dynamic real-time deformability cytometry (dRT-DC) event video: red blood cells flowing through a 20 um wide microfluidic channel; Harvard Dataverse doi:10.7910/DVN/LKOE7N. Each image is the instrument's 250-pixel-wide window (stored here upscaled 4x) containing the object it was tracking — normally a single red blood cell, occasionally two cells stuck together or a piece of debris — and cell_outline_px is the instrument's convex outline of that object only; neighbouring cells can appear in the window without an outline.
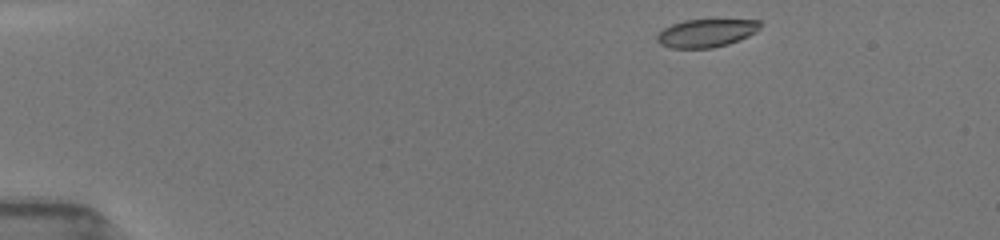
{"species": "common noctule bat (a hibernating species)", "species_latin": "Nyctalus noctula", "temperature_condition": "room temperature", "stored_images_in_passage": 45, "camera_frame_rate_fps": 3000, "um_per_image_px": 0.085, "animal": {"sex": "female", "body_mass_g": 19.5, "forearm_length_mm": 54.1}, "frame": {"image": 1, "passage_image": 1, "time_ms": 0.0, "image_size_px": [1000, 240], "cell_outline_px": [[764, 20], [760, 28], [756, 32], [740, 40], [728, 44], [712, 48], [668, 48], [660, 44], [656, 40], [656, 36], [664, 28], [672, 24], [684, 20]], "centroid_in_image_um": [60.05, 2.81], "position_along_channel_um": 25.0, "area_um2": 16.99}}
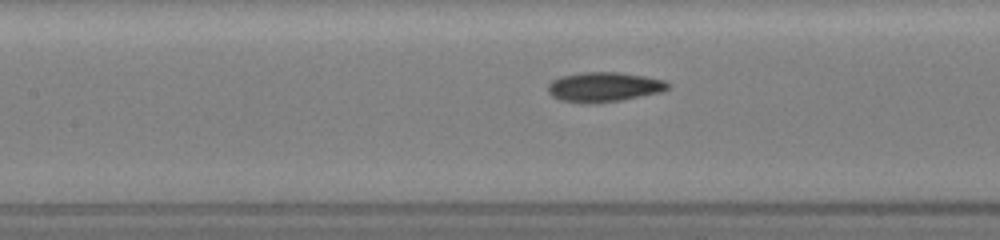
{"frame": {"image": 2, "passage_image": 18, "time_ms": 5.667, "image_size_px": [1000, 240], "cell_outline_px": [[668, 88], [660, 92], [620, 100], [592, 104], [580, 104], [560, 100], [552, 96], [548, 92], [548, 84], [552, 80], [560, 76], [580, 72], [620, 72], [644, 76], [664, 80], [668, 84]], "centroid_in_image_um": [51.27, 7.4], "position_along_channel_um": 156.1, "area_um2": 20.87}}
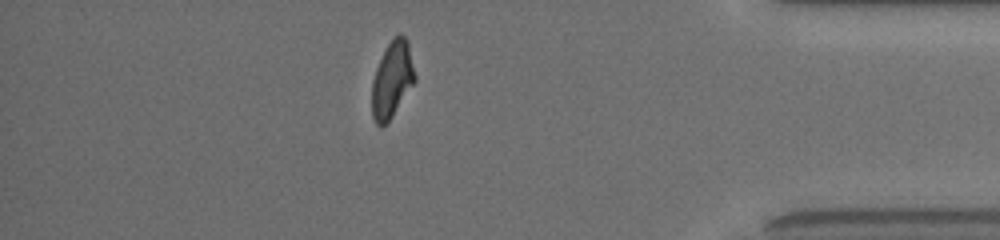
{"frame": {"image": 3, "passage_image": 39, "time_ms": 12.667, "image_size_px": [1000, 240], "cell_outline_px": [[416, 80], [392, 116], [380, 128], [376, 124], [372, 116], [372, 80], [376, 68], [392, 36], [400, 32], [408, 40], [416, 76]], "centroid_in_image_um": [33.34, 6.72], "position_along_channel_um": 401.9, "area_um2": 19.13}, "authors_computed_cell_mechanics": {"area_um2": 19.5942, "velocity_mm_per_s": 3.9596, "shape_relaxation_time_tau1_ms": 3.4886, "shape_relaxation_time_tau2_ms": 2.0278, "deformation_change_tau1": 0.1587, "deformation_change_tau2": 0.0908}}